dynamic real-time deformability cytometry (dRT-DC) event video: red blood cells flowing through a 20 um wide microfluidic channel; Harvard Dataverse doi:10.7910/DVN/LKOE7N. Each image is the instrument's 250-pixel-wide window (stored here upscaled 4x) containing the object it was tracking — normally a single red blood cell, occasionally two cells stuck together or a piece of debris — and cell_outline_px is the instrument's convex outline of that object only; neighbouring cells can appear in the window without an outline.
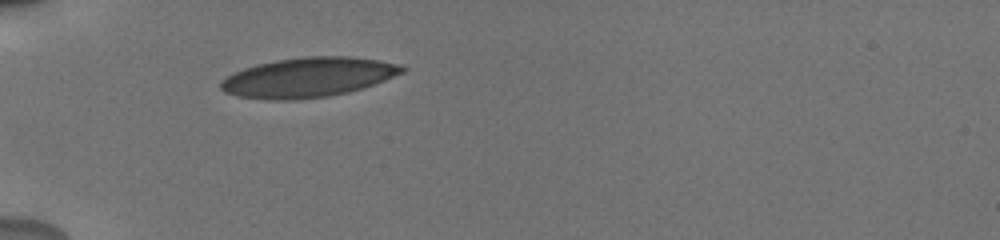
{"species": "human", "species_latin": "Homo sapiens", "temperature_condition": "cold", "stored_images_in_passage": 14, "camera_frame_rate_fps": 3000, "um_per_image_px": 0.085, "donor": {"sex": "male"}, "frame": {"image": 1, "passage_image": 1, "time_ms": 0.0, "image_size_px": [1000, 240], "cell_outline_px": [[408, 68], [404, 72], [364, 88], [348, 92], [328, 96], [288, 100], [272, 100], [236, 96], [224, 92], [220, 88], [220, 80], [232, 72], [256, 64], [276, 60], [304, 56], [352, 56], [380, 60], [400, 64]], "centroid_in_image_um": [26.18, 6.56], "position_along_channel_um": 58.8, "area_um2": 42.25}}
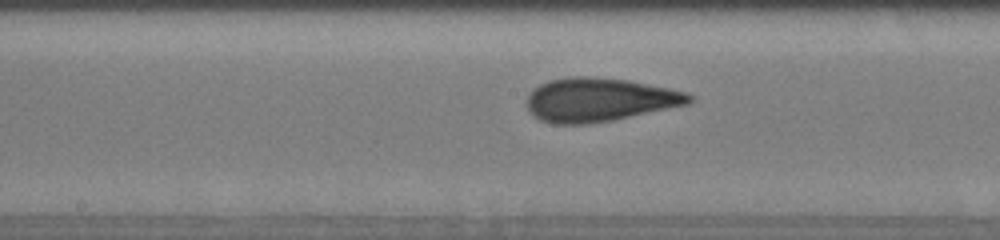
{"frame": {"image": 2, "passage_image": 8, "time_ms": 2.333, "image_size_px": [1000, 240], "cell_outline_px": [[692, 100], [688, 104], [612, 120], [584, 124], [556, 124], [540, 120], [532, 116], [528, 108], [528, 96], [532, 88], [548, 80], [572, 76], [588, 76], [628, 80], [688, 92], [692, 96]], "centroid_in_image_um": [50.91, 8.47], "position_along_channel_um": 197.3, "area_um2": 41.15}}
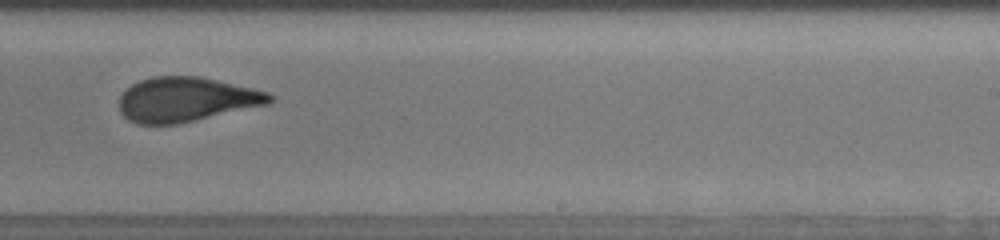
{"frame": {"image": 3, "passage_image": 12, "time_ms": 3.667, "image_size_px": [1000, 240], "cell_outline_px": [[276, 100], [268, 104], [176, 124], [136, 124], [128, 120], [120, 112], [120, 96], [132, 84], [140, 80], [152, 76], [200, 76], [252, 88], [268, 92], [276, 96]], "centroid_in_image_um": [15.84, 8.45], "position_along_channel_um": 273.2, "area_um2": 38.96}}